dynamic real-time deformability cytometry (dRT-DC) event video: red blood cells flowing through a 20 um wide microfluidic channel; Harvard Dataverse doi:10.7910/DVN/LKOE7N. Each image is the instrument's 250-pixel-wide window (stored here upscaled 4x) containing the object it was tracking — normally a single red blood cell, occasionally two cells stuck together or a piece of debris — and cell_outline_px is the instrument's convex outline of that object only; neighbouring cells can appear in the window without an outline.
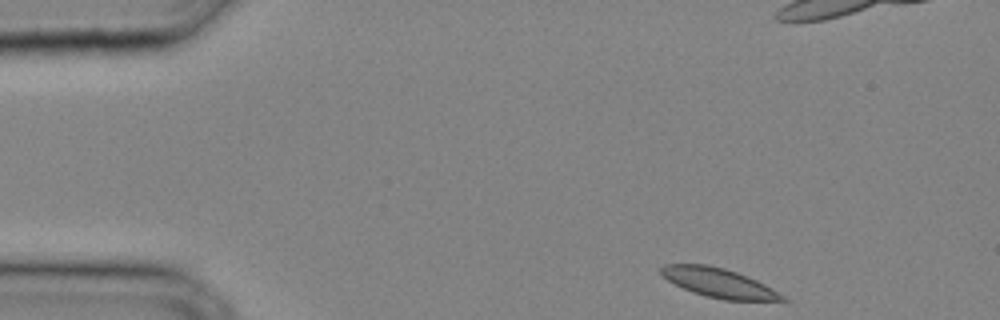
{"species": "common noctule bat (a hibernating species)", "species_latin": "Nyctalus noctula", "temperature_condition": "cold", "stored_images_in_passage": 28, "camera_frame_rate_fps": 3000, "um_per_image_px": 0.085, "animal": {"sex": "male", "body_mass_g": 20.4}, "frame": {"image": 1, "passage_image": 1, "time_ms": 0.0, "image_size_px": [1000, 320], "cell_outline_px": [[788, 300], [724, 300], [704, 296], [692, 292], [668, 280], [660, 272], [660, 268], [664, 264], [708, 264], [724, 268], [748, 276], [764, 284], [784, 296]], "centroid_in_image_um": [61.06, 24.03], "position_along_channel_um": 23.9, "area_um2": 20.4}}